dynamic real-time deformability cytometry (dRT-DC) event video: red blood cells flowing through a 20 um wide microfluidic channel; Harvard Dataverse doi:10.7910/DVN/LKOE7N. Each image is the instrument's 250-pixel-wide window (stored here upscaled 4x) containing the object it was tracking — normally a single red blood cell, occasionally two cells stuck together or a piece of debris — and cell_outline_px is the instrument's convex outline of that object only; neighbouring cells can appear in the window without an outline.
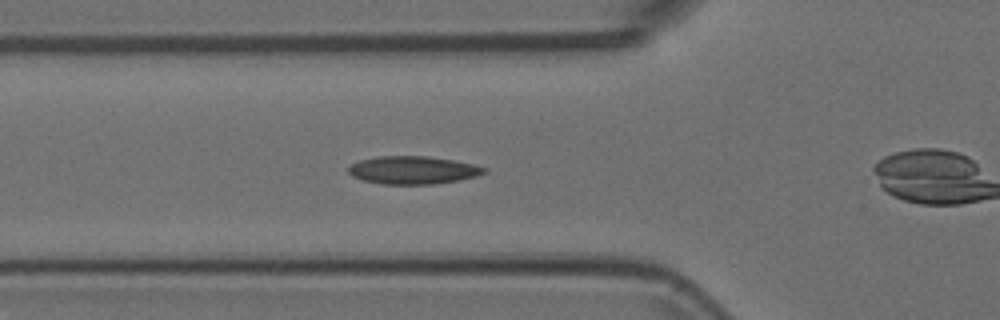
{"species": "Egyptian fruit bat (a non-hibernating species)", "species_latin": "Rousettus aegyptiacus", "temperature_condition": "room temperature", "stored_images_in_passage": 41, "camera_frame_rate_fps": 3000, "um_per_image_px": 0.085, "animal": {"sex": "female"}, "frame": {"image": 1, "passage_image": 5, "time_ms": 1.333, "image_size_px": [1000, 320], "cell_outline_px": [[488, 172], [476, 176], [460, 180], [432, 184], [384, 184], [364, 180], [352, 176], [348, 172], [348, 168], [352, 164], [360, 160], [380, 156], [428, 156], [452, 160], [472, 164], [488, 168]], "centroid_in_image_um": [35.13, 14.46], "position_along_channel_um": 90.7, "area_um2": 21.96}}
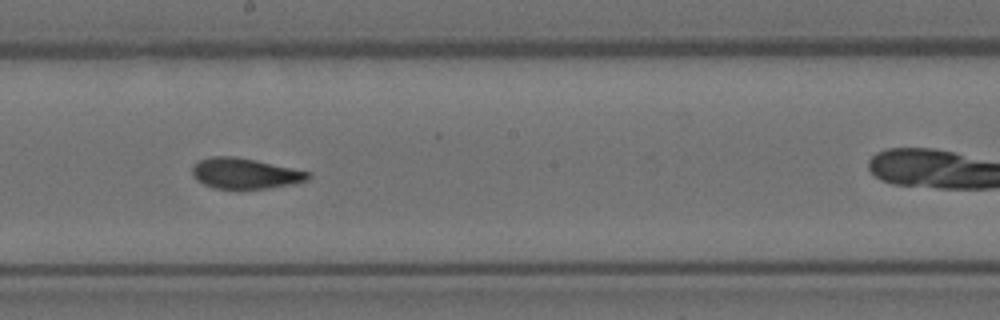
{"frame": {"image": 2, "passage_image": 16, "time_ms": 5.0, "image_size_px": [1000, 320], "cell_outline_px": [[312, 176], [308, 180], [292, 184], [268, 188], [212, 188], [196, 180], [192, 176], [192, 168], [200, 160], [212, 156], [232, 156], [256, 160], [312, 172]], "centroid_in_image_um": [20.85, 14.74], "position_along_channel_um": 227.3, "area_um2": 20.63}}
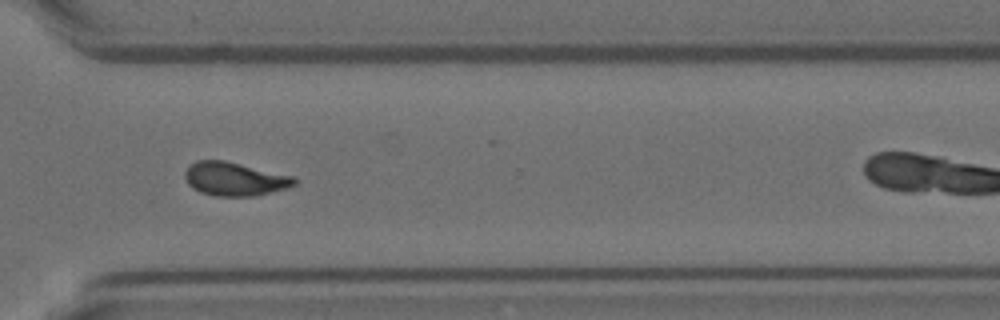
{"frame": {"image": 3, "passage_image": 26, "time_ms": 8.333, "image_size_px": [1000, 320], "cell_outline_px": [[296, 184], [284, 188], [256, 196], [216, 196], [200, 192], [192, 188], [188, 184], [184, 176], [184, 172], [196, 160], [224, 160], [292, 176], [296, 180]], "centroid_in_image_um": [19.9, 15.21], "position_along_channel_um": 350.7, "area_um2": 21.15}}